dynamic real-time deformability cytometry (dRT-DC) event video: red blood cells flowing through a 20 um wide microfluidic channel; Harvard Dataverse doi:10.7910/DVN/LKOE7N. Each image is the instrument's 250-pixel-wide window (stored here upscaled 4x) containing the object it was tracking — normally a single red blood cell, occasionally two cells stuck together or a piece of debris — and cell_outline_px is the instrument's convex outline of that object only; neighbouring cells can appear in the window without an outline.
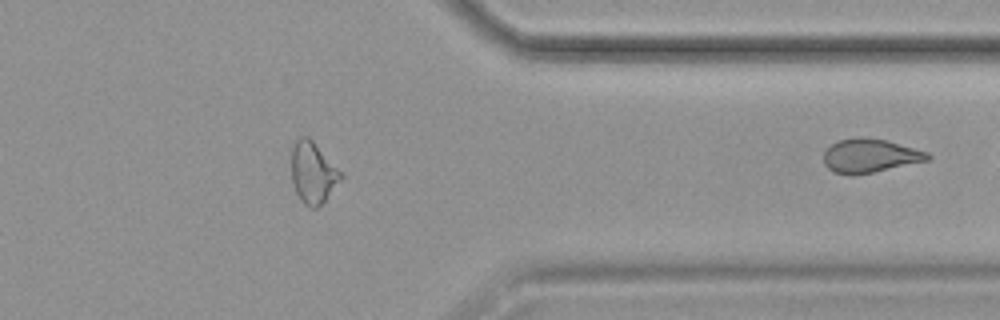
{"species": "common noctule bat (a hibernating species)", "species_latin": "Nyctalus noctula", "temperature_condition": "cold", "stored_images_in_passage": 44, "segment_of_instrument_passage": [2, 2], "camera_frame_rate_fps": 3000, "um_per_image_px": 0.085, "animal": {"sex": "female", "body_mass_g": 19.9}, "frame": {"image": 1, "passage_image": 44, "time_ms": 14.333, "image_size_px": [1000, 320], "cell_outline_px": [[932, 156], [928, 160], [872, 172], [832, 172], [824, 164], [824, 152], [832, 144], [840, 140], [860, 136], [884, 140], [928, 152]], "centroid_in_image_um": [73.96, 13.2], "position_along_channel_um": 337.4, "area_um2": 19.65}}